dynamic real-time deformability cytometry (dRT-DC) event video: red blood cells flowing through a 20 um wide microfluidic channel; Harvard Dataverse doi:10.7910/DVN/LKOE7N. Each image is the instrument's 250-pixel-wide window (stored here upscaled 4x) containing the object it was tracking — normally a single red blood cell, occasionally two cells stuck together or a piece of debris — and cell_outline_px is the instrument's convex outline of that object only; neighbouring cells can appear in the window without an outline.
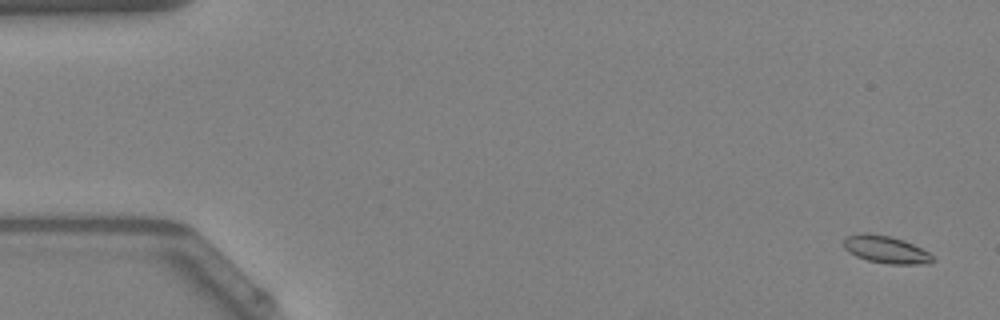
{"species": "Egyptian fruit bat (a non-hibernating species)", "species_latin": "Rousettus aegyptiacus", "temperature_condition": "warm", "stored_images_in_passage": 53, "camera_frame_rate_fps": 3000, "um_per_image_px": 0.085, "animal": {"sex": "female"}, "frame": {"image": 1, "passage_image": 2, "time_ms": 0.333, "image_size_px": [1000, 320], "cell_outline_px": [[936, 260], [932, 264], [888, 264], [868, 260], [856, 256], [848, 252], [844, 248], [844, 240], [848, 236], [860, 232], [868, 232], [888, 236], [904, 240], [928, 252]], "centroid_in_image_um": [75.31, 21.21], "position_along_channel_um": 9.7, "area_um2": 14.28}}
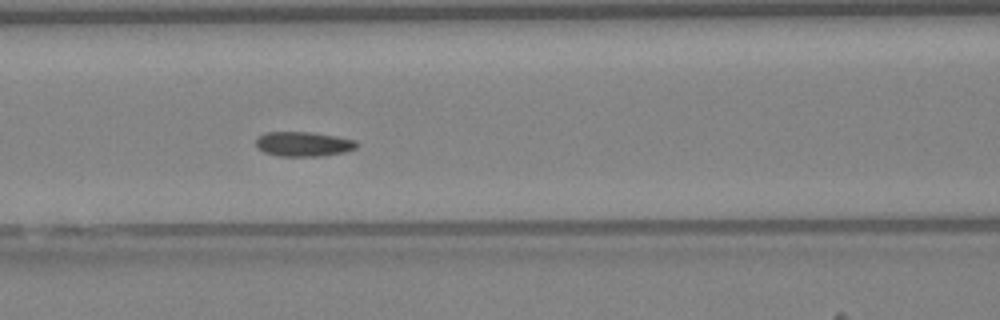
{"frame": {"image": 2, "passage_image": 23, "time_ms": 7.333, "image_size_px": [1000, 320], "cell_outline_px": [[360, 144], [356, 148], [344, 152], [324, 156], [280, 156], [264, 152], [256, 144], [256, 140], [264, 132], [312, 132], [336, 136], [356, 140]], "centroid_in_image_um": [25.84, 12.24], "position_along_channel_um": 140.8, "area_um2": 14.51}}
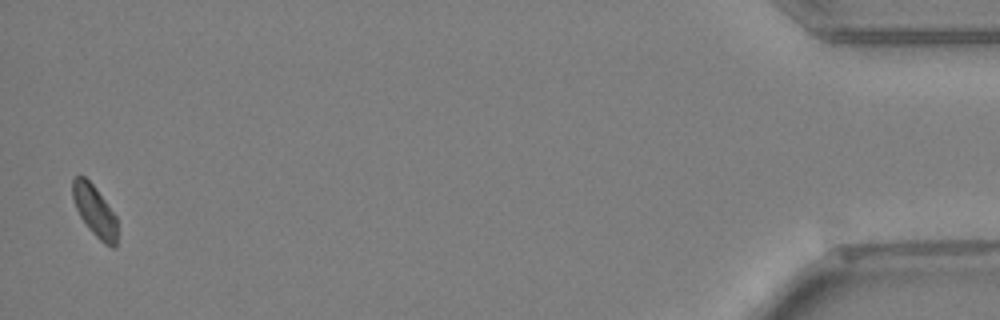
{"frame": {"image": 3, "passage_image": 52, "time_ms": 17.0, "image_size_px": [1000, 320], "cell_outline_px": [[116, 248], [112, 248], [104, 244], [88, 228], [80, 216], [76, 208], [72, 196], [72, 180], [76, 176], [84, 176], [96, 188], [116, 216]], "centroid_in_image_um": [8.04, 17.93], "position_along_channel_um": 427.2, "area_um2": 13.18}, "authors_computed_cell_mechanics": {"area_um2": 14.1032, "velocity_mm_per_s": 3.9046, "shape_relaxation_time_tau1_ms": 4.7628, "shape_relaxation_time_tau2_ms": 4.2846, "deformation_change_tau1": 0.0791, "deformation_change_tau2": 0.0551}}